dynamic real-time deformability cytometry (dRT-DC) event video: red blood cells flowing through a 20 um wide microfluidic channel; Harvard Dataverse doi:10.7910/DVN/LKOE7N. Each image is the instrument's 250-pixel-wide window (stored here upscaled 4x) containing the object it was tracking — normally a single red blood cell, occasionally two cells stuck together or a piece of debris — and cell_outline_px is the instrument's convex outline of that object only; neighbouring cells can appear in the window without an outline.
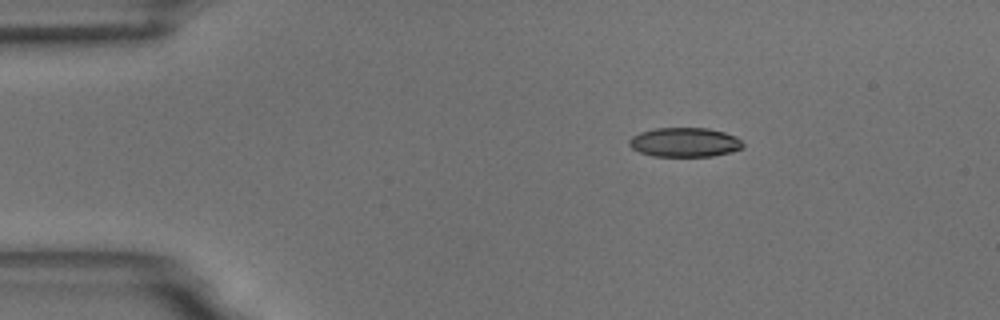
{"species": "common noctule bat (a hibernating species)", "species_latin": "Nyctalus noctula", "temperature_condition": "room temperature", "stored_images_in_passage": 47, "camera_frame_rate_fps": 3000, "um_per_image_px": 0.085, "animal": {"sex": "male", "body_mass_g": 18.8}, "frame": {"image": 1, "passage_image": 1, "time_ms": 0.0, "image_size_px": [1000, 320], "cell_outline_px": [[744, 148], [732, 152], [712, 156], [652, 156], [640, 152], [632, 148], [628, 144], [628, 140], [632, 136], [640, 132], [656, 128], [708, 128], [724, 132], [736, 136], [744, 144]], "centroid_in_image_um": [58.21, 12.09], "position_along_channel_um": 26.8, "area_um2": 19.54}}
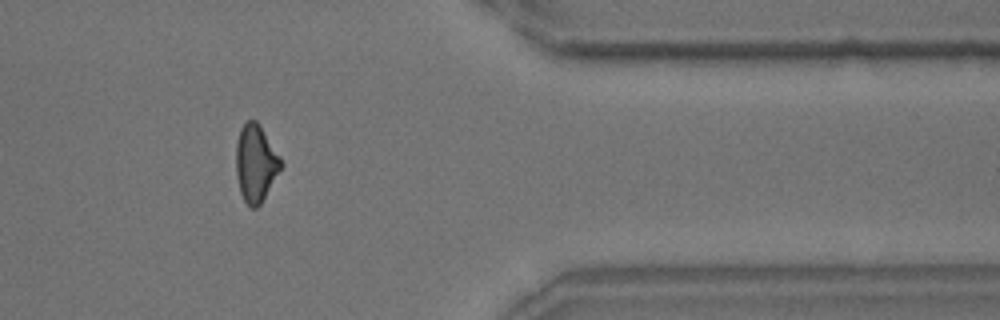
{"frame": {"image": 2, "passage_image": 37, "time_ms": 12.0, "image_size_px": [1000, 320], "cell_outline_px": [[284, 164], [260, 204], [256, 208], [252, 208], [244, 200], [240, 192], [236, 176], [236, 140], [240, 128], [248, 120], [256, 120], [260, 124], [280, 156]], "centroid_in_image_um": [21.73, 13.85], "position_along_channel_um": 389.7, "area_um2": 20.29}}
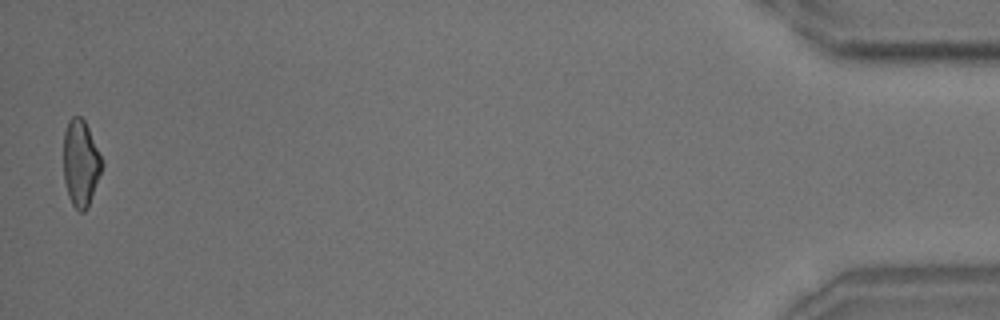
{"frame": {"image": 3, "passage_image": 46, "time_ms": 15.0, "image_size_px": [1000, 320], "cell_outline_px": [[104, 164], [88, 208], [84, 212], [80, 212], [72, 204], [68, 196], [64, 180], [64, 132], [68, 120], [72, 116], [80, 116], [84, 120], [104, 160]], "centroid_in_image_um": [6.87, 13.87], "position_along_channel_um": 428.3, "area_um2": 19.54}, "authors_computed_cell_mechanics": {"area_um2": 20.2878, "velocity_mm_per_s": 3.6982, "shape_relaxation_time_tau1_ms": 7.103, "shape_relaxation_time_tau2_ms": 3.9598, "deformation_change_tau1": 0.1796, "deformation_change_tau2": 0.1239}}